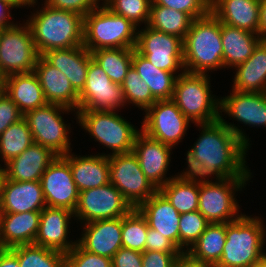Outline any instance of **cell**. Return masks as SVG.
<instances>
[{"mask_svg":"<svg viewBox=\"0 0 266 267\" xmlns=\"http://www.w3.org/2000/svg\"><path fill=\"white\" fill-rule=\"evenodd\" d=\"M173 267H213L207 263L191 258L186 252L181 253L174 261Z\"/></svg>","mask_w":266,"mask_h":267,"instance_id":"51","label":"cell"},{"mask_svg":"<svg viewBox=\"0 0 266 267\" xmlns=\"http://www.w3.org/2000/svg\"><path fill=\"white\" fill-rule=\"evenodd\" d=\"M202 132L192 150L195 158L216 174V182L225 178H251L246 166L249 139L241 129L220 118L214 122L197 124Z\"/></svg>","mask_w":266,"mask_h":267,"instance_id":"1","label":"cell"},{"mask_svg":"<svg viewBox=\"0 0 266 267\" xmlns=\"http://www.w3.org/2000/svg\"><path fill=\"white\" fill-rule=\"evenodd\" d=\"M17 257L20 267H65V254L34 244L9 248Z\"/></svg>","mask_w":266,"mask_h":267,"instance_id":"37","label":"cell"},{"mask_svg":"<svg viewBox=\"0 0 266 267\" xmlns=\"http://www.w3.org/2000/svg\"><path fill=\"white\" fill-rule=\"evenodd\" d=\"M257 34L262 40H266V0H260Z\"/></svg>","mask_w":266,"mask_h":267,"instance_id":"54","label":"cell"},{"mask_svg":"<svg viewBox=\"0 0 266 267\" xmlns=\"http://www.w3.org/2000/svg\"><path fill=\"white\" fill-rule=\"evenodd\" d=\"M112 267H142V252L121 247L111 258Z\"/></svg>","mask_w":266,"mask_h":267,"instance_id":"50","label":"cell"},{"mask_svg":"<svg viewBox=\"0 0 266 267\" xmlns=\"http://www.w3.org/2000/svg\"><path fill=\"white\" fill-rule=\"evenodd\" d=\"M126 103H133L141 110L151 107L157 100L152 96L150 88L140 78L133 66L127 71V75L121 84Z\"/></svg>","mask_w":266,"mask_h":267,"instance_id":"40","label":"cell"},{"mask_svg":"<svg viewBox=\"0 0 266 267\" xmlns=\"http://www.w3.org/2000/svg\"><path fill=\"white\" fill-rule=\"evenodd\" d=\"M74 212L67 208L46 206L40 215L39 230L34 245L68 253L77 241H68V226Z\"/></svg>","mask_w":266,"mask_h":267,"instance_id":"18","label":"cell"},{"mask_svg":"<svg viewBox=\"0 0 266 267\" xmlns=\"http://www.w3.org/2000/svg\"><path fill=\"white\" fill-rule=\"evenodd\" d=\"M1 166V165H0ZM4 168L0 167V191H1V185L4 178Z\"/></svg>","mask_w":266,"mask_h":267,"instance_id":"57","label":"cell"},{"mask_svg":"<svg viewBox=\"0 0 266 267\" xmlns=\"http://www.w3.org/2000/svg\"><path fill=\"white\" fill-rule=\"evenodd\" d=\"M27 23L40 56L52 49L83 45L84 17L75 12L55 9L44 3Z\"/></svg>","mask_w":266,"mask_h":267,"instance_id":"2","label":"cell"},{"mask_svg":"<svg viewBox=\"0 0 266 267\" xmlns=\"http://www.w3.org/2000/svg\"><path fill=\"white\" fill-rule=\"evenodd\" d=\"M39 56L27 22L24 26L16 24L1 29L0 74L3 77L34 71Z\"/></svg>","mask_w":266,"mask_h":267,"instance_id":"10","label":"cell"},{"mask_svg":"<svg viewBox=\"0 0 266 267\" xmlns=\"http://www.w3.org/2000/svg\"><path fill=\"white\" fill-rule=\"evenodd\" d=\"M33 143L31 131L24 118L10 125L0 135V156L4 160V165Z\"/></svg>","mask_w":266,"mask_h":267,"instance_id":"38","label":"cell"},{"mask_svg":"<svg viewBox=\"0 0 266 267\" xmlns=\"http://www.w3.org/2000/svg\"><path fill=\"white\" fill-rule=\"evenodd\" d=\"M73 109L58 104L47 103L45 106L30 110L24 114L32 134L33 141L50 149L57 156H63L70 152L69 126L65 124L64 112ZM62 112V113H61Z\"/></svg>","mask_w":266,"mask_h":267,"instance_id":"8","label":"cell"},{"mask_svg":"<svg viewBox=\"0 0 266 267\" xmlns=\"http://www.w3.org/2000/svg\"><path fill=\"white\" fill-rule=\"evenodd\" d=\"M91 56L113 83L121 85L132 67L133 48L99 49L92 51Z\"/></svg>","mask_w":266,"mask_h":267,"instance_id":"35","label":"cell"},{"mask_svg":"<svg viewBox=\"0 0 266 267\" xmlns=\"http://www.w3.org/2000/svg\"><path fill=\"white\" fill-rule=\"evenodd\" d=\"M250 178H225L218 182L199 184L198 211L210 223H229L239 214L235 191H240ZM236 216V217H235Z\"/></svg>","mask_w":266,"mask_h":267,"instance_id":"9","label":"cell"},{"mask_svg":"<svg viewBox=\"0 0 266 267\" xmlns=\"http://www.w3.org/2000/svg\"><path fill=\"white\" fill-rule=\"evenodd\" d=\"M103 4L136 26L143 22L148 25L152 0H104Z\"/></svg>","mask_w":266,"mask_h":267,"instance_id":"42","label":"cell"},{"mask_svg":"<svg viewBox=\"0 0 266 267\" xmlns=\"http://www.w3.org/2000/svg\"><path fill=\"white\" fill-rule=\"evenodd\" d=\"M223 98V99H222ZM220 99L219 112H225L246 125L266 127V92L251 93L232 90ZM222 110V111H221Z\"/></svg>","mask_w":266,"mask_h":267,"instance_id":"24","label":"cell"},{"mask_svg":"<svg viewBox=\"0 0 266 267\" xmlns=\"http://www.w3.org/2000/svg\"><path fill=\"white\" fill-rule=\"evenodd\" d=\"M233 90L237 92H266V40H262L252 55L235 66Z\"/></svg>","mask_w":266,"mask_h":267,"instance_id":"31","label":"cell"},{"mask_svg":"<svg viewBox=\"0 0 266 267\" xmlns=\"http://www.w3.org/2000/svg\"><path fill=\"white\" fill-rule=\"evenodd\" d=\"M159 191L180 214L198 210V183L184 181L174 176Z\"/></svg>","mask_w":266,"mask_h":267,"instance_id":"36","label":"cell"},{"mask_svg":"<svg viewBox=\"0 0 266 267\" xmlns=\"http://www.w3.org/2000/svg\"><path fill=\"white\" fill-rule=\"evenodd\" d=\"M24 117L17 105L5 94L0 96V135Z\"/></svg>","mask_w":266,"mask_h":267,"instance_id":"46","label":"cell"},{"mask_svg":"<svg viewBox=\"0 0 266 267\" xmlns=\"http://www.w3.org/2000/svg\"><path fill=\"white\" fill-rule=\"evenodd\" d=\"M44 2L55 9L75 12L83 17L100 6L98 3L100 0H45Z\"/></svg>","mask_w":266,"mask_h":267,"instance_id":"47","label":"cell"},{"mask_svg":"<svg viewBox=\"0 0 266 267\" xmlns=\"http://www.w3.org/2000/svg\"><path fill=\"white\" fill-rule=\"evenodd\" d=\"M132 66L150 88L152 96L157 101L172 99L177 75L156 68L135 48H133Z\"/></svg>","mask_w":266,"mask_h":267,"instance_id":"32","label":"cell"},{"mask_svg":"<svg viewBox=\"0 0 266 267\" xmlns=\"http://www.w3.org/2000/svg\"><path fill=\"white\" fill-rule=\"evenodd\" d=\"M77 242L87 251L112 258L122 247V217L86 223Z\"/></svg>","mask_w":266,"mask_h":267,"instance_id":"20","label":"cell"},{"mask_svg":"<svg viewBox=\"0 0 266 267\" xmlns=\"http://www.w3.org/2000/svg\"><path fill=\"white\" fill-rule=\"evenodd\" d=\"M259 217L242 215L226 223L223 254L214 267H251L265 257L266 231Z\"/></svg>","mask_w":266,"mask_h":267,"instance_id":"4","label":"cell"},{"mask_svg":"<svg viewBox=\"0 0 266 267\" xmlns=\"http://www.w3.org/2000/svg\"><path fill=\"white\" fill-rule=\"evenodd\" d=\"M56 157L50 149L34 142L5 164L4 175L11 181H38Z\"/></svg>","mask_w":266,"mask_h":267,"instance_id":"22","label":"cell"},{"mask_svg":"<svg viewBox=\"0 0 266 267\" xmlns=\"http://www.w3.org/2000/svg\"><path fill=\"white\" fill-rule=\"evenodd\" d=\"M34 72L39 79L46 101L76 110L77 116L79 94L68 78L42 56H39Z\"/></svg>","mask_w":266,"mask_h":267,"instance_id":"21","label":"cell"},{"mask_svg":"<svg viewBox=\"0 0 266 267\" xmlns=\"http://www.w3.org/2000/svg\"><path fill=\"white\" fill-rule=\"evenodd\" d=\"M172 147L154 140L140 131L134 140L133 153L146 178L159 190L174 177H166ZM165 177V178H164Z\"/></svg>","mask_w":266,"mask_h":267,"instance_id":"17","label":"cell"},{"mask_svg":"<svg viewBox=\"0 0 266 267\" xmlns=\"http://www.w3.org/2000/svg\"><path fill=\"white\" fill-rule=\"evenodd\" d=\"M209 224L198 210L182 213L179 221V250L182 253L188 251V247L191 248ZM184 247H187L186 250Z\"/></svg>","mask_w":266,"mask_h":267,"instance_id":"41","label":"cell"},{"mask_svg":"<svg viewBox=\"0 0 266 267\" xmlns=\"http://www.w3.org/2000/svg\"><path fill=\"white\" fill-rule=\"evenodd\" d=\"M148 223L137 208L122 217V247L145 251Z\"/></svg>","mask_w":266,"mask_h":267,"instance_id":"39","label":"cell"},{"mask_svg":"<svg viewBox=\"0 0 266 267\" xmlns=\"http://www.w3.org/2000/svg\"><path fill=\"white\" fill-rule=\"evenodd\" d=\"M0 91H4V77L0 74Z\"/></svg>","mask_w":266,"mask_h":267,"instance_id":"58","label":"cell"},{"mask_svg":"<svg viewBox=\"0 0 266 267\" xmlns=\"http://www.w3.org/2000/svg\"><path fill=\"white\" fill-rule=\"evenodd\" d=\"M41 211L0 213V245L11 248L33 244L39 230Z\"/></svg>","mask_w":266,"mask_h":267,"instance_id":"27","label":"cell"},{"mask_svg":"<svg viewBox=\"0 0 266 267\" xmlns=\"http://www.w3.org/2000/svg\"><path fill=\"white\" fill-rule=\"evenodd\" d=\"M46 206L67 208L75 211L79 191L72 177L70 164L57 156L40 178Z\"/></svg>","mask_w":266,"mask_h":267,"instance_id":"16","label":"cell"},{"mask_svg":"<svg viewBox=\"0 0 266 267\" xmlns=\"http://www.w3.org/2000/svg\"><path fill=\"white\" fill-rule=\"evenodd\" d=\"M62 157L70 164L72 177L79 192L110 183L109 161L105 153L77 157L68 152Z\"/></svg>","mask_w":266,"mask_h":267,"instance_id":"26","label":"cell"},{"mask_svg":"<svg viewBox=\"0 0 266 267\" xmlns=\"http://www.w3.org/2000/svg\"><path fill=\"white\" fill-rule=\"evenodd\" d=\"M145 251H160L167 253H182L168 238L150 227L147 230Z\"/></svg>","mask_w":266,"mask_h":267,"instance_id":"48","label":"cell"},{"mask_svg":"<svg viewBox=\"0 0 266 267\" xmlns=\"http://www.w3.org/2000/svg\"><path fill=\"white\" fill-rule=\"evenodd\" d=\"M78 123L101 145L112 150L111 155L133 151L136 135L140 132L115 111H77Z\"/></svg>","mask_w":266,"mask_h":267,"instance_id":"7","label":"cell"},{"mask_svg":"<svg viewBox=\"0 0 266 267\" xmlns=\"http://www.w3.org/2000/svg\"><path fill=\"white\" fill-rule=\"evenodd\" d=\"M186 156L188 164L186 172L184 171L181 174L175 176L184 181L195 182L198 184L212 183V181H209V179L206 180L205 178L208 175L216 176V174L213 171L209 170L207 167H205L202 162H200L198 159L195 158V153L192 150V148L189 151H187ZM197 177L200 179H198Z\"/></svg>","mask_w":266,"mask_h":267,"instance_id":"45","label":"cell"},{"mask_svg":"<svg viewBox=\"0 0 266 267\" xmlns=\"http://www.w3.org/2000/svg\"><path fill=\"white\" fill-rule=\"evenodd\" d=\"M135 50L160 70L176 74L184 68L183 40L148 25L137 31Z\"/></svg>","mask_w":266,"mask_h":267,"instance_id":"13","label":"cell"},{"mask_svg":"<svg viewBox=\"0 0 266 267\" xmlns=\"http://www.w3.org/2000/svg\"><path fill=\"white\" fill-rule=\"evenodd\" d=\"M4 93L23 114L48 103L34 71L4 77Z\"/></svg>","mask_w":266,"mask_h":267,"instance_id":"28","label":"cell"},{"mask_svg":"<svg viewBox=\"0 0 266 267\" xmlns=\"http://www.w3.org/2000/svg\"><path fill=\"white\" fill-rule=\"evenodd\" d=\"M181 253H167L160 251L142 252V267H173L175 259Z\"/></svg>","mask_w":266,"mask_h":267,"instance_id":"49","label":"cell"},{"mask_svg":"<svg viewBox=\"0 0 266 267\" xmlns=\"http://www.w3.org/2000/svg\"><path fill=\"white\" fill-rule=\"evenodd\" d=\"M208 76L183 71L175 81L172 100L195 125L214 122L220 118V99L211 95Z\"/></svg>","mask_w":266,"mask_h":267,"instance_id":"6","label":"cell"},{"mask_svg":"<svg viewBox=\"0 0 266 267\" xmlns=\"http://www.w3.org/2000/svg\"><path fill=\"white\" fill-rule=\"evenodd\" d=\"M145 114L141 131L171 147L181 142L189 127L190 121L172 99L156 101Z\"/></svg>","mask_w":266,"mask_h":267,"instance_id":"14","label":"cell"},{"mask_svg":"<svg viewBox=\"0 0 266 267\" xmlns=\"http://www.w3.org/2000/svg\"><path fill=\"white\" fill-rule=\"evenodd\" d=\"M45 207L40 180L11 181L4 176L0 191V213L42 211Z\"/></svg>","mask_w":266,"mask_h":267,"instance_id":"19","label":"cell"},{"mask_svg":"<svg viewBox=\"0 0 266 267\" xmlns=\"http://www.w3.org/2000/svg\"><path fill=\"white\" fill-rule=\"evenodd\" d=\"M3 1H6V2H8V3H11V4H13L15 7H17V8H19V7H21V6H31L32 7V5H33V7H34V5H35V3L37 2V0H3Z\"/></svg>","mask_w":266,"mask_h":267,"instance_id":"55","label":"cell"},{"mask_svg":"<svg viewBox=\"0 0 266 267\" xmlns=\"http://www.w3.org/2000/svg\"><path fill=\"white\" fill-rule=\"evenodd\" d=\"M0 267H20L18 257L9 248L0 251Z\"/></svg>","mask_w":266,"mask_h":267,"instance_id":"53","label":"cell"},{"mask_svg":"<svg viewBox=\"0 0 266 267\" xmlns=\"http://www.w3.org/2000/svg\"><path fill=\"white\" fill-rule=\"evenodd\" d=\"M41 56L68 78L78 94L83 90L90 63V52L83 45L68 49H52Z\"/></svg>","mask_w":266,"mask_h":267,"instance_id":"25","label":"cell"},{"mask_svg":"<svg viewBox=\"0 0 266 267\" xmlns=\"http://www.w3.org/2000/svg\"><path fill=\"white\" fill-rule=\"evenodd\" d=\"M151 5H161L189 14L193 19L211 12V0H152Z\"/></svg>","mask_w":266,"mask_h":267,"instance_id":"44","label":"cell"},{"mask_svg":"<svg viewBox=\"0 0 266 267\" xmlns=\"http://www.w3.org/2000/svg\"><path fill=\"white\" fill-rule=\"evenodd\" d=\"M137 26L104 4L84 16L83 46L89 51L135 48Z\"/></svg>","mask_w":266,"mask_h":267,"instance_id":"5","label":"cell"},{"mask_svg":"<svg viewBox=\"0 0 266 267\" xmlns=\"http://www.w3.org/2000/svg\"><path fill=\"white\" fill-rule=\"evenodd\" d=\"M133 207L111 183L79 192L74 217L81 223L115 219L128 214Z\"/></svg>","mask_w":266,"mask_h":267,"instance_id":"12","label":"cell"},{"mask_svg":"<svg viewBox=\"0 0 266 267\" xmlns=\"http://www.w3.org/2000/svg\"><path fill=\"white\" fill-rule=\"evenodd\" d=\"M16 8L13 4L0 0V28L12 27L16 24L9 22L11 19L10 9Z\"/></svg>","mask_w":266,"mask_h":267,"instance_id":"52","label":"cell"},{"mask_svg":"<svg viewBox=\"0 0 266 267\" xmlns=\"http://www.w3.org/2000/svg\"><path fill=\"white\" fill-rule=\"evenodd\" d=\"M65 267H112V259L91 253L77 242L65 254Z\"/></svg>","mask_w":266,"mask_h":267,"instance_id":"43","label":"cell"},{"mask_svg":"<svg viewBox=\"0 0 266 267\" xmlns=\"http://www.w3.org/2000/svg\"><path fill=\"white\" fill-rule=\"evenodd\" d=\"M137 209L145 217L148 227L159 231L179 249L180 213L169 200L158 190Z\"/></svg>","mask_w":266,"mask_h":267,"instance_id":"23","label":"cell"},{"mask_svg":"<svg viewBox=\"0 0 266 267\" xmlns=\"http://www.w3.org/2000/svg\"><path fill=\"white\" fill-rule=\"evenodd\" d=\"M124 105L127 104L121 85L112 82L90 52L86 83L79 93L78 111H116Z\"/></svg>","mask_w":266,"mask_h":267,"instance_id":"15","label":"cell"},{"mask_svg":"<svg viewBox=\"0 0 266 267\" xmlns=\"http://www.w3.org/2000/svg\"><path fill=\"white\" fill-rule=\"evenodd\" d=\"M251 267H266V258L264 257L262 260L259 262L255 263Z\"/></svg>","mask_w":266,"mask_h":267,"instance_id":"56","label":"cell"},{"mask_svg":"<svg viewBox=\"0 0 266 267\" xmlns=\"http://www.w3.org/2000/svg\"><path fill=\"white\" fill-rule=\"evenodd\" d=\"M183 63L189 73L222 69L221 21L212 12L193 20L183 40Z\"/></svg>","mask_w":266,"mask_h":267,"instance_id":"3","label":"cell"},{"mask_svg":"<svg viewBox=\"0 0 266 267\" xmlns=\"http://www.w3.org/2000/svg\"><path fill=\"white\" fill-rule=\"evenodd\" d=\"M108 161L110 183L122 193L133 208H137L158 191L146 178L133 152L108 154Z\"/></svg>","mask_w":266,"mask_h":267,"instance_id":"11","label":"cell"},{"mask_svg":"<svg viewBox=\"0 0 266 267\" xmlns=\"http://www.w3.org/2000/svg\"><path fill=\"white\" fill-rule=\"evenodd\" d=\"M260 0H211V12L232 27L258 32Z\"/></svg>","mask_w":266,"mask_h":267,"instance_id":"29","label":"cell"},{"mask_svg":"<svg viewBox=\"0 0 266 267\" xmlns=\"http://www.w3.org/2000/svg\"><path fill=\"white\" fill-rule=\"evenodd\" d=\"M226 242V223H210L186 253L193 259L215 266Z\"/></svg>","mask_w":266,"mask_h":267,"instance_id":"33","label":"cell"},{"mask_svg":"<svg viewBox=\"0 0 266 267\" xmlns=\"http://www.w3.org/2000/svg\"><path fill=\"white\" fill-rule=\"evenodd\" d=\"M193 20L184 12L161 5H151L148 26L184 40Z\"/></svg>","mask_w":266,"mask_h":267,"instance_id":"34","label":"cell"},{"mask_svg":"<svg viewBox=\"0 0 266 267\" xmlns=\"http://www.w3.org/2000/svg\"><path fill=\"white\" fill-rule=\"evenodd\" d=\"M223 67L233 68L245 62L262 41L258 34L221 23Z\"/></svg>","mask_w":266,"mask_h":267,"instance_id":"30","label":"cell"}]
</instances>
